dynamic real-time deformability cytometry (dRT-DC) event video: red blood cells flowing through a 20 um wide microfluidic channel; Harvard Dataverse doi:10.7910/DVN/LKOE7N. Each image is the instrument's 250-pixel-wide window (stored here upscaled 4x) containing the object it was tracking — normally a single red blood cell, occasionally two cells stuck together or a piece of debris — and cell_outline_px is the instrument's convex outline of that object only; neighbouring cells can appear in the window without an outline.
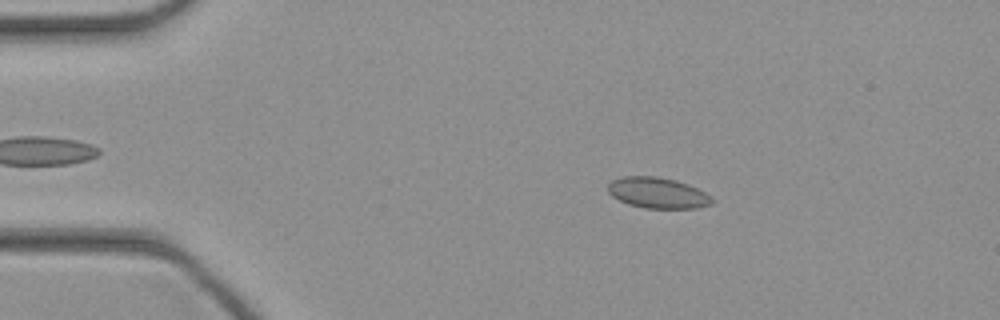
{"species": "common noctule bat (a hibernating species)", "species_latin": "Nyctalus noctula", "temperature_condition": "cold", "stored_images_in_passage": 43, "camera_frame_rate_fps": 3000, "um_per_image_px": 0.085, "animal": {"sex": "female", "body_mass_g": 21.9}, "frame": {"image": 1, "passage_image": 6, "time_ms": 1.667, "image_size_px": [1000, 320], "cell_outline_px": [[716, 200], [712, 204], [696, 208], [644, 208], [628, 204], [612, 196], [608, 192], [608, 184], [612, 180], [620, 176], [656, 176], [676, 180], [688, 184], [712, 196]], "centroid_in_image_um": [55.91, 16.39], "position_along_channel_um": 29.1, "area_um2": 18.84}}
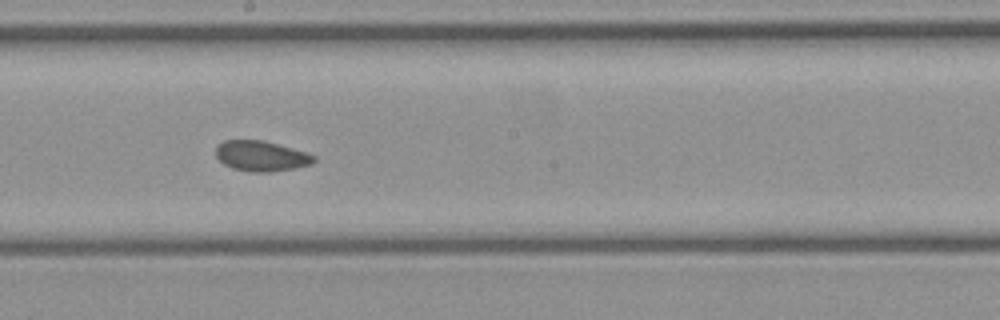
{"frame": {"image": 2, "passage_image": 23, "time_ms": 7.333, "image_size_px": [1000, 320], "cell_outline_px": [[316, 160], [312, 164], [296, 168], [272, 172], [252, 172], [232, 168], [224, 164], [216, 156], [216, 148], [224, 140], [264, 140], [308, 152], [316, 156]], "centroid_in_image_um": [22.25, 13.26], "position_along_channel_um": 225.9, "area_um2": 17.51}}
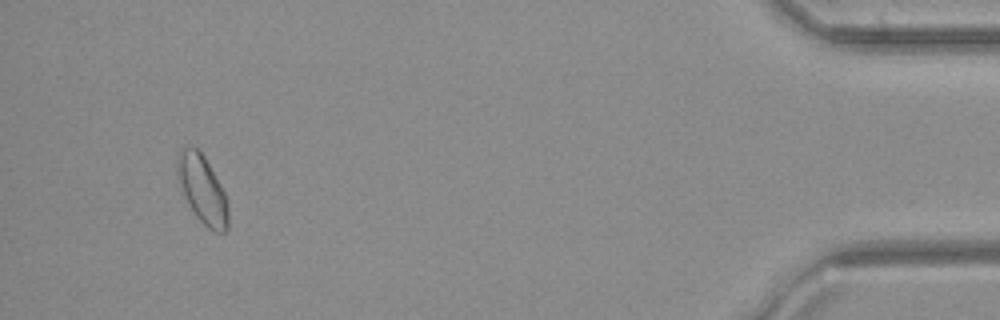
{"frame": {"image": 3, "passage_image": 41, "time_ms": 13.333, "image_size_px": [1000, 320], "cell_outline_px": [[228, 228], [224, 232], [216, 232], [208, 228], [196, 216], [176, 176], [176, 156], [180, 148], [196, 148], [204, 156], [220, 184], [224, 192], [228, 208]], "centroid_in_image_um": [17.19, 16.08], "position_along_channel_um": 418.0, "area_um2": 19.77}}